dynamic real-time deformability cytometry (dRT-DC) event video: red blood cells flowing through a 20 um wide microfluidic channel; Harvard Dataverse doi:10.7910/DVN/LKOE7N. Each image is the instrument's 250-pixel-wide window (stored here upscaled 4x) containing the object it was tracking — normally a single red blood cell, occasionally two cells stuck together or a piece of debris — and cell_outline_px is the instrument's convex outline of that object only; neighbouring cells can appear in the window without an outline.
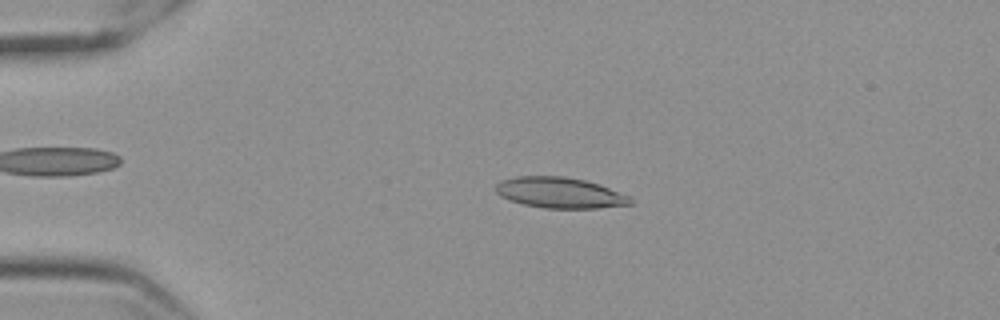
{"species": "Egyptian fruit bat (a non-hibernating species)", "species_latin": "Rousettus aegyptiacus", "temperature_condition": "cold", "stored_images_in_passage": 57, "camera_frame_rate_fps": 3000, "um_per_image_px": 0.085, "frame": {"image": 1, "passage_image": 13, "time_ms": 4.0, "image_size_px": [1000, 320], "cell_outline_px": [[632, 204], [596, 208], [544, 208], [524, 204], [500, 196], [496, 192], [496, 184], [500, 180], [516, 176], [564, 176], [584, 180], [600, 184], [628, 196], [632, 200]], "centroid_in_image_um": [47.56, 16.37], "position_along_channel_um": 37.4, "area_um2": 23.99}}
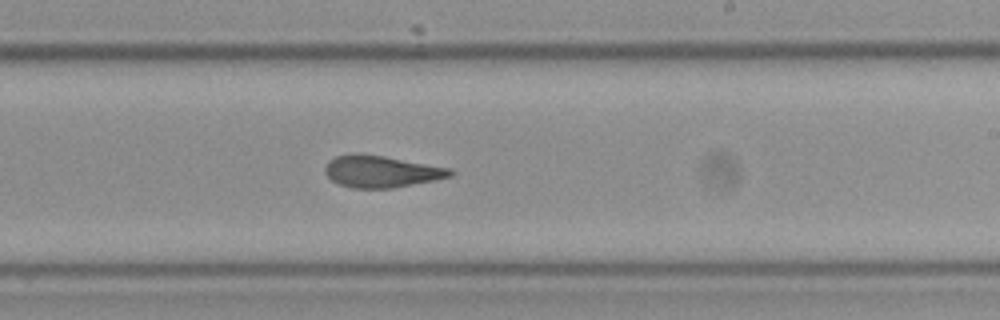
{"frame": {"image": 2, "passage_image": 35, "time_ms": 11.333, "image_size_px": [1000, 320], "cell_outline_px": [[456, 172], [452, 176], [392, 188], [352, 188], [340, 184], [332, 180], [324, 172], [324, 168], [328, 160], [336, 156], [352, 152], [360, 152], [384, 156], [452, 168]], "centroid_in_image_um": [32.39, 14.55], "position_along_channel_um": 256.6, "area_um2": 23.41}}
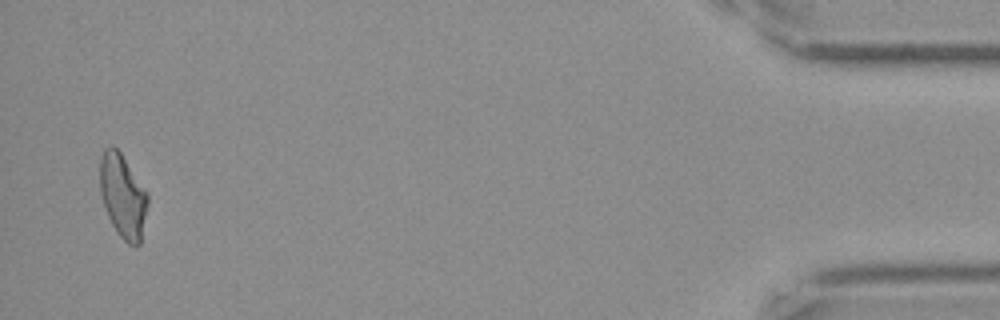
{"frame": {"image": 3, "passage_image": 56, "time_ms": 18.333, "image_size_px": [1000, 320], "cell_outline_px": [[148, 204], [140, 244], [136, 248], [128, 244], [116, 232], [108, 216], [100, 192], [100, 156], [104, 148], [112, 144], [120, 152], [148, 192]], "centroid_in_image_um": [10.45, 16.66], "position_along_channel_um": 424.8, "area_um2": 23.47}, "authors_computed_cell_mechanics": {"area_um2": 23.1778, "velocity_mm_per_s": 3.5414, "shape_relaxation_time_tau1_ms": null, "shape_relaxation_time_tau2_ms": 3.1313, "deformation_change_tau1": null, "deformation_change_tau2": 0.1036}}